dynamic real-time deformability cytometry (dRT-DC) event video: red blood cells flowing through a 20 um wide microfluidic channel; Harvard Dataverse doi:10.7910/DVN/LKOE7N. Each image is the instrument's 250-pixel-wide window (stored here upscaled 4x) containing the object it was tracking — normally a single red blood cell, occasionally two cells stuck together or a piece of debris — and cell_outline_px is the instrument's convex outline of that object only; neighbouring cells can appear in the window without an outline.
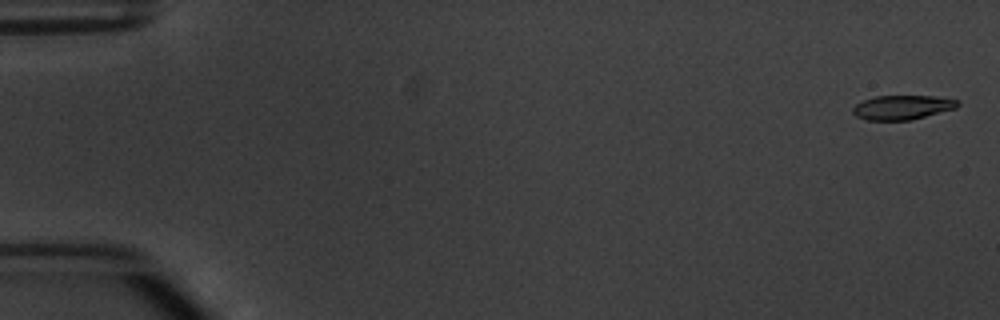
{"species": "common noctule bat (a hibernating species)", "species_latin": "Nyctalus noctula", "temperature_condition": "warm", "stored_images_in_passage": 5, "camera_frame_rate_fps": 3000, "um_per_image_px": 0.085, "animal": {"sex": "male", "body_mass_g": 20.1, "forearm_length_mm": 53.5}, "frame": {"image": 1, "passage_image": 1, "time_ms": 0.0, "image_size_px": [1000, 320], "cell_outline_px": [[960, 104], [956, 108], [912, 120], [868, 120], [856, 116], [852, 112], [852, 108], [856, 104], [864, 100], [876, 96], [932, 96], [960, 100]], "centroid_in_image_um": [76.71, 9.13], "position_along_channel_um": 8.3, "area_um2": 14.85}}
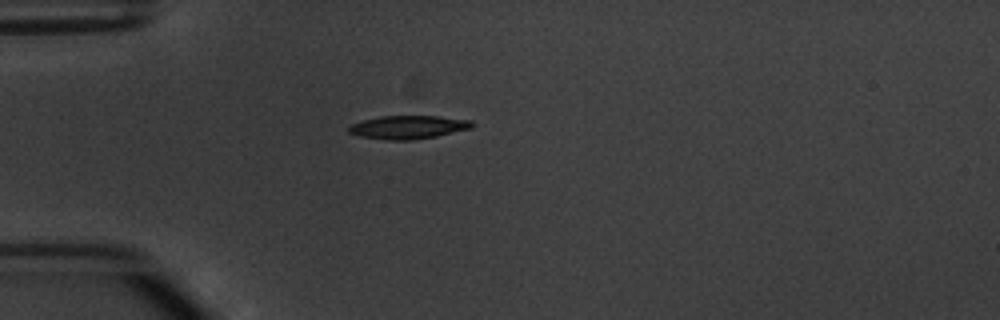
{"frame": {"image": 2, "passage_image": 5, "time_ms": 4.667, "image_size_px": [1000, 320], "cell_outline_px": [[472, 128], [436, 136], [412, 140], [388, 140], [360, 136], [348, 132], [348, 128], [352, 124], [364, 120], [380, 116], [440, 116], [472, 120]], "centroid_in_image_um": [34.71, 10.81], "position_along_channel_um": 50.3, "area_um2": 16.65}}